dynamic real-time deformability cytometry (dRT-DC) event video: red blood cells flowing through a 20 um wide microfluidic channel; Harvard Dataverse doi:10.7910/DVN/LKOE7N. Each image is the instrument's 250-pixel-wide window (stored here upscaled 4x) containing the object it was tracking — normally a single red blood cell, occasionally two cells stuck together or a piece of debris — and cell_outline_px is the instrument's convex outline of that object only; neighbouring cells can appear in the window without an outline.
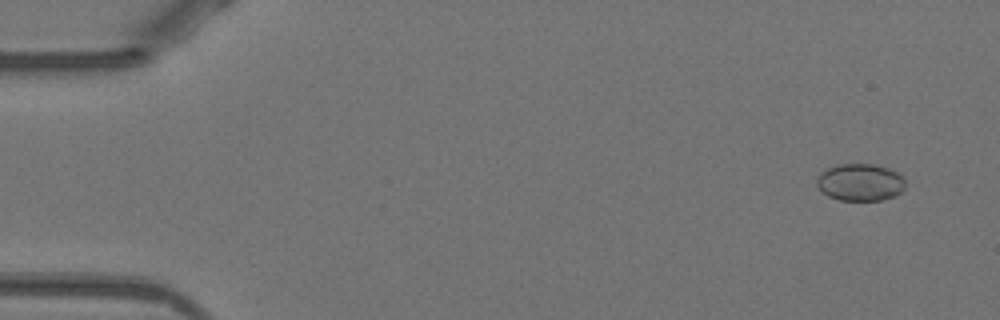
{"species": "Egyptian fruit bat (a non-hibernating species)", "species_latin": "Rousettus aegyptiacus", "temperature_condition": "warm", "stored_images_in_passage": 27, "camera_frame_rate_fps": 3000, "um_per_image_px": 0.085, "animal": {"sex": "female"}, "frame": {"image": 1, "passage_image": 1, "time_ms": 0.0, "image_size_px": [1000, 320], "cell_outline_px": [[904, 188], [896, 196], [880, 200], [840, 200], [828, 196], [816, 184], [816, 180], [820, 172], [828, 168], [840, 164], [876, 164], [888, 168], [904, 176]], "centroid_in_image_um": [73.13, 15.49], "position_along_channel_um": 11.9, "area_um2": 19.19}}
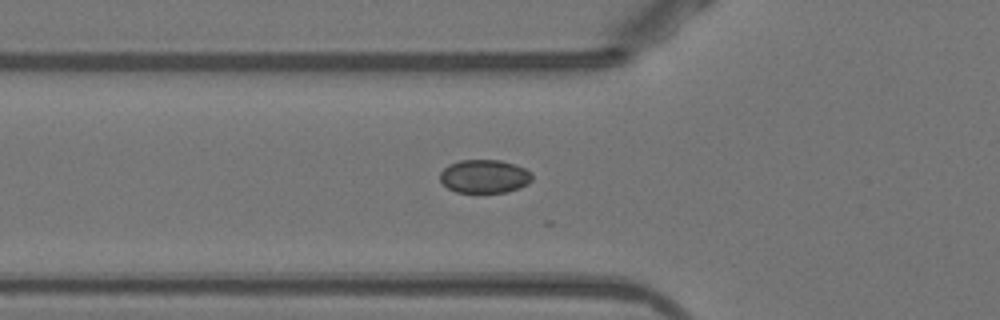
{"frame": {"image": 2, "passage_image": 16, "time_ms": 5.0, "image_size_px": [1000, 320], "cell_outline_px": [[532, 180], [528, 184], [520, 188], [508, 192], [456, 192], [448, 188], [440, 180], [440, 172], [448, 164], [460, 160], [500, 160], [524, 168], [532, 172]], "centroid_in_image_um": [41.18, 14.99], "position_along_channel_um": 84.6, "area_um2": 17.98}}
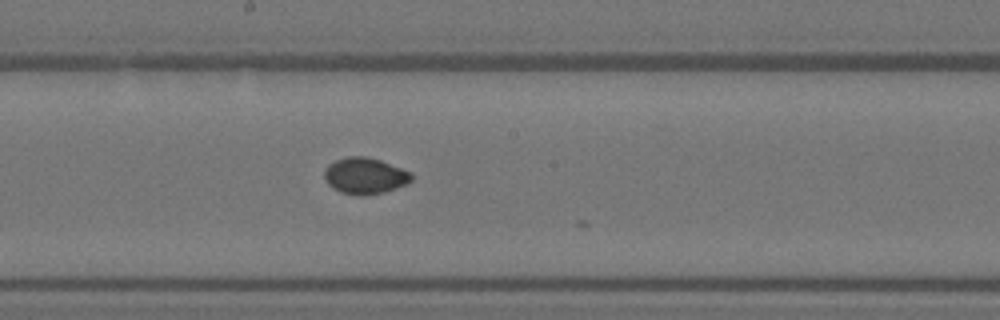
{"frame": {"image": 3, "passage_image": 26, "time_ms": 8.333, "image_size_px": [1000, 320], "cell_outline_px": [[412, 180], [404, 184], [384, 192], [360, 196], [340, 192], [332, 188], [328, 184], [324, 176], [324, 172], [328, 164], [336, 160], [348, 156], [364, 156], [380, 160], [412, 172]], "centroid_in_image_um": [31.0, 14.94], "position_along_channel_um": 217.2, "area_um2": 18.32}}